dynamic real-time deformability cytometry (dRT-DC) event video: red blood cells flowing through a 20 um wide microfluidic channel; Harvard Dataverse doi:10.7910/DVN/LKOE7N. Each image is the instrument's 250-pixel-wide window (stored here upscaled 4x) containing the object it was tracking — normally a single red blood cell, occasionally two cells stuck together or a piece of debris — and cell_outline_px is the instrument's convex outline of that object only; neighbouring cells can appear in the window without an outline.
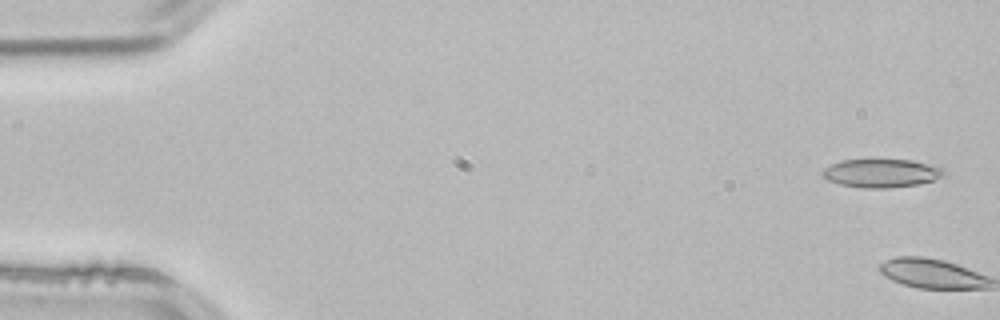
{"species": "common noctule bat (a hibernating species)", "species_latin": "Nyctalus noctula", "temperature_condition": "room temperature", "stored_images_in_passage": 4, "camera_frame_rate_fps": 3000, "um_per_image_px": 0.085, "animal": {"sex": "male", "body_mass_g": 21.5, "forearm_length_mm": 52.0}, "frame": {"image": 1, "passage_image": 1, "time_ms": 0.0, "image_size_px": [1000, 320], "cell_outline_px": [[948, 172], [944, 176], [936, 180], [920, 184], [888, 188], [864, 188], [840, 184], [828, 180], [820, 176], [820, 172], [824, 168], [840, 160], [908, 160], [944, 168]], "centroid_in_image_um": [74.92, 14.73], "position_along_channel_um": 10.1, "area_um2": 20.23}}